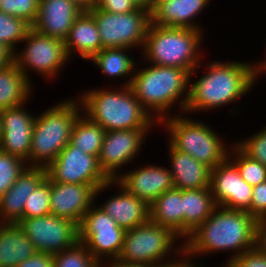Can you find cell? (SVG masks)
Here are the masks:
<instances>
[{"mask_svg": "<svg viewBox=\"0 0 266 267\" xmlns=\"http://www.w3.org/2000/svg\"><path fill=\"white\" fill-rule=\"evenodd\" d=\"M25 104L27 106V103H23L1 110L3 133L0 150L17 156L25 161L29 167L31 139L36 115L24 108Z\"/></svg>", "mask_w": 266, "mask_h": 267, "instance_id": "cell-17", "label": "cell"}, {"mask_svg": "<svg viewBox=\"0 0 266 267\" xmlns=\"http://www.w3.org/2000/svg\"><path fill=\"white\" fill-rule=\"evenodd\" d=\"M168 156L174 188L181 190L210 187V168L188 154L174 149L169 143Z\"/></svg>", "mask_w": 266, "mask_h": 267, "instance_id": "cell-23", "label": "cell"}, {"mask_svg": "<svg viewBox=\"0 0 266 267\" xmlns=\"http://www.w3.org/2000/svg\"><path fill=\"white\" fill-rule=\"evenodd\" d=\"M112 186L114 180L96 189L91 185L60 183L50 179L51 215L67 218L80 225L85 213L96 202L99 194L113 188Z\"/></svg>", "mask_w": 266, "mask_h": 267, "instance_id": "cell-15", "label": "cell"}, {"mask_svg": "<svg viewBox=\"0 0 266 267\" xmlns=\"http://www.w3.org/2000/svg\"><path fill=\"white\" fill-rule=\"evenodd\" d=\"M21 43L26 44L21 51L13 53V62L31 84L33 82L29 71H34L37 76L41 75L44 80H51L58 77L70 62L63 40L40 34L33 28L28 31Z\"/></svg>", "mask_w": 266, "mask_h": 267, "instance_id": "cell-9", "label": "cell"}, {"mask_svg": "<svg viewBox=\"0 0 266 267\" xmlns=\"http://www.w3.org/2000/svg\"><path fill=\"white\" fill-rule=\"evenodd\" d=\"M115 186L119 188V192L107 198L99 207L125 231L146 223L149 220V206L117 180H114L113 187Z\"/></svg>", "mask_w": 266, "mask_h": 267, "instance_id": "cell-21", "label": "cell"}, {"mask_svg": "<svg viewBox=\"0 0 266 267\" xmlns=\"http://www.w3.org/2000/svg\"><path fill=\"white\" fill-rule=\"evenodd\" d=\"M132 49L129 48H105L94 55L89 61L93 62L94 66H97L98 70L102 71V75L108 79L125 77L122 86H130L134 75L137 62L134 60L130 53ZM131 76V77H130ZM130 77V78H129Z\"/></svg>", "mask_w": 266, "mask_h": 267, "instance_id": "cell-28", "label": "cell"}, {"mask_svg": "<svg viewBox=\"0 0 266 267\" xmlns=\"http://www.w3.org/2000/svg\"><path fill=\"white\" fill-rule=\"evenodd\" d=\"M260 237L261 224L248 212L217 206L183 242V247L196 260L210 253L232 251L226 263L255 247Z\"/></svg>", "mask_w": 266, "mask_h": 267, "instance_id": "cell-1", "label": "cell"}, {"mask_svg": "<svg viewBox=\"0 0 266 267\" xmlns=\"http://www.w3.org/2000/svg\"><path fill=\"white\" fill-rule=\"evenodd\" d=\"M261 235L266 239V221L261 225Z\"/></svg>", "mask_w": 266, "mask_h": 267, "instance_id": "cell-49", "label": "cell"}, {"mask_svg": "<svg viewBox=\"0 0 266 267\" xmlns=\"http://www.w3.org/2000/svg\"><path fill=\"white\" fill-rule=\"evenodd\" d=\"M154 128L106 131L98 157L101 171L109 180H117L122 168L141 154L145 138ZM121 168V170H120ZM120 170V171H119Z\"/></svg>", "mask_w": 266, "mask_h": 267, "instance_id": "cell-14", "label": "cell"}, {"mask_svg": "<svg viewBox=\"0 0 266 267\" xmlns=\"http://www.w3.org/2000/svg\"><path fill=\"white\" fill-rule=\"evenodd\" d=\"M53 258V267H103L81 242L54 254Z\"/></svg>", "mask_w": 266, "mask_h": 267, "instance_id": "cell-33", "label": "cell"}, {"mask_svg": "<svg viewBox=\"0 0 266 267\" xmlns=\"http://www.w3.org/2000/svg\"><path fill=\"white\" fill-rule=\"evenodd\" d=\"M46 178V168L27 167L14 185L0 197V223H18L23 219L26 199Z\"/></svg>", "mask_w": 266, "mask_h": 267, "instance_id": "cell-20", "label": "cell"}, {"mask_svg": "<svg viewBox=\"0 0 266 267\" xmlns=\"http://www.w3.org/2000/svg\"><path fill=\"white\" fill-rule=\"evenodd\" d=\"M210 189L217 206L251 215L253 187L229 158L210 170Z\"/></svg>", "mask_w": 266, "mask_h": 267, "instance_id": "cell-16", "label": "cell"}, {"mask_svg": "<svg viewBox=\"0 0 266 267\" xmlns=\"http://www.w3.org/2000/svg\"><path fill=\"white\" fill-rule=\"evenodd\" d=\"M39 0H0V11L34 25L38 14Z\"/></svg>", "mask_w": 266, "mask_h": 267, "instance_id": "cell-36", "label": "cell"}, {"mask_svg": "<svg viewBox=\"0 0 266 267\" xmlns=\"http://www.w3.org/2000/svg\"><path fill=\"white\" fill-rule=\"evenodd\" d=\"M172 259L168 260L160 267H204L205 265L204 263L202 264L201 262H199L198 264L197 263L198 261L195 262L194 259L196 258H193V256L190 255L184 248L180 251V253H178L177 256H175V258Z\"/></svg>", "mask_w": 266, "mask_h": 267, "instance_id": "cell-41", "label": "cell"}, {"mask_svg": "<svg viewBox=\"0 0 266 267\" xmlns=\"http://www.w3.org/2000/svg\"><path fill=\"white\" fill-rule=\"evenodd\" d=\"M98 27L102 49L129 48L143 49L151 12L147 8L137 7L134 11L118 14L96 9L88 11Z\"/></svg>", "mask_w": 266, "mask_h": 267, "instance_id": "cell-10", "label": "cell"}, {"mask_svg": "<svg viewBox=\"0 0 266 267\" xmlns=\"http://www.w3.org/2000/svg\"><path fill=\"white\" fill-rule=\"evenodd\" d=\"M251 215L261 225L266 221V181L253 186Z\"/></svg>", "mask_w": 266, "mask_h": 267, "instance_id": "cell-39", "label": "cell"}, {"mask_svg": "<svg viewBox=\"0 0 266 267\" xmlns=\"http://www.w3.org/2000/svg\"><path fill=\"white\" fill-rule=\"evenodd\" d=\"M259 244L266 250V239L261 235Z\"/></svg>", "mask_w": 266, "mask_h": 267, "instance_id": "cell-50", "label": "cell"}, {"mask_svg": "<svg viewBox=\"0 0 266 267\" xmlns=\"http://www.w3.org/2000/svg\"><path fill=\"white\" fill-rule=\"evenodd\" d=\"M212 0H169L161 3L152 13L151 22L162 27L203 30L195 18Z\"/></svg>", "mask_w": 266, "mask_h": 267, "instance_id": "cell-22", "label": "cell"}, {"mask_svg": "<svg viewBox=\"0 0 266 267\" xmlns=\"http://www.w3.org/2000/svg\"><path fill=\"white\" fill-rule=\"evenodd\" d=\"M95 204L85 213L79 225V242L104 266L118 259L125 230Z\"/></svg>", "mask_w": 266, "mask_h": 267, "instance_id": "cell-11", "label": "cell"}, {"mask_svg": "<svg viewBox=\"0 0 266 267\" xmlns=\"http://www.w3.org/2000/svg\"><path fill=\"white\" fill-rule=\"evenodd\" d=\"M50 178H47L26 199L23 218L50 215Z\"/></svg>", "mask_w": 266, "mask_h": 267, "instance_id": "cell-34", "label": "cell"}, {"mask_svg": "<svg viewBox=\"0 0 266 267\" xmlns=\"http://www.w3.org/2000/svg\"><path fill=\"white\" fill-rule=\"evenodd\" d=\"M139 65L141 68L136 64L130 87L151 117L159 123L172 116L169 112L173 107L176 109L177 105L178 115L184 114L189 96L190 72L147 63L145 68Z\"/></svg>", "mask_w": 266, "mask_h": 267, "instance_id": "cell-3", "label": "cell"}, {"mask_svg": "<svg viewBox=\"0 0 266 267\" xmlns=\"http://www.w3.org/2000/svg\"><path fill=\"white\" fill-rule=\"evenodd\" d=\"M183 242L217 207L210 187L182 190Z\"/></svg>", "mask_w": 266, "mask_h": 267, "instance_id": "cell-25", "label": "cell"}, {"mask_svg": "<svg viewBox=\"0 0 266 267\" xmlns=\"http://www.w3.org/2000/svg\"><path fill=\"white\" fill-rule=\"evenodd\" d=\"M235 144L249 157L266 166V126Z\"/></svg>", "mask_w": 266, "mask_h": 267, "instance_id": "cell-37", "label": "cell"}, {"mask_svg": "<svg viewBox=\"0 0 266 267\" xmlns=\"http://www.w3.org/2000/svg\"><path fill=\"white\" fill-rule=\"evenodd\" d=\"M169 0H152V12L161 4Z\"/></svg>", "mask_w": 266, "mask_h": 267, "instance_id": "cell-48", "label": "cell"}, {"mask_svg": "<svg viewBox=\"0 0 266 267\" xmlns=\"http://www.w3.org/2000/svg\"><path fill=\"white\" fill-rule=\"evenodd\" d=\"M223 267H266V250L258 243L242 255L224 263Z\"/></svg>", "mask_w": 266, "mask_h": 267, "instance_id": "cell-38", "label": "cell"}, {"mask_svg": "<svg viewBox=\"0 0 266 267\" xmlns=\"http://www.w3.org/2000/svg\"><path fill=\"white\" fill-rule=\"evenodd\" d=\"M33 89L24 73L12 62L0 70V111L28 103Z\"/></svg>", "mask_w": 266, "mask_h": 267, "instance_id": "cell-29", "label": "cell"}, {"mask_svg": "<svg viewBox=\"0 0 266 267\" xmlns=\"http://www.w3.org/2000/svg\"><path fill=\"white\" fill-rule=\"evenodd\" d=\"M2 116H1V111H0V142L2 139V133H3V129H2Z\"/></svg>", "mask_w": 266, "mask_h": 267, "instance_id": "cell-51", "label": "cell"}, {"mask_svg": "<svg viewBox=\"0 0 266 267\" xmlns=\"http://www.w3.org/2000/svg\"><path fill=\"white\" fill-rule=\"evenodd\" d=\"M54 182L91 185L99 189L110 180L101 171L98 157L69 143L46 168Z\"/></svg>", "mask_w": 266, "mask_h": 267, "instance_id": "cell-13", "label": "cell"}, {"mask_svg": "<svg viewBox=\"0 0 266 267\" xmlns=\"http://www.w3.org/2000/svg\"><path fill=\"white\" fill-rule=\"evenodd\" d=\"M265 59L263 60H261V61H259L258 63H256V69H257V74H258V77L260 78L261 77V75L262 76H265L266 75V53H265ZM261 74V75H260Z\"/></svg>", "mask_w": 266, "mask_h": 267, "instance_id": "cell-45", "label": "cell"}, {"mask_svg": "<svg viewBox=\"0 0 266 267\" xmlns=\"http://www.w3.org/2000/svg\"><path fill=\"white\" fill-rule=\"evenodd\" d=\"M149 220L170 229L183 243L182 190L170 189L149 205Z\"/></svg>", "mask_w": 266, "mask_h": 267, "instance_id": "cell-27", "label": "cell"}, {"mask_svg": "<svg viewBox=\"0 0 266 267\" xmlns=\"http://www.w3.org/2000/svg\"><path fill=\"white\" fill-rule=\"evenodd\" d=\"M228 158L236 165L241 177L252 187L266 181V166L247 156L235 143L231 145Z\"/></svg>", "mask_w": 266, "mask_h": 267, "instance_id": "cell-31", "label": "cell"}, {"mask_svg": "<svg viewBox=\"0 0 266 267\" xmlns=\"http://www.w3.org/2000/svg\"><path fill=\"white\" fill-rule=\"evenodd\" d=\"M53 254L36 252L16 267H53Z\"/></svg>", "mask_w": 266, "mask_h": 267, "instance_id": "cell-42", "label": "cell"}, {"mask_svg": "<svg viewBox=\"0 0 266 267\" xmlns=\"http://www.w3.org/2000/svg\"><path fill=\"white\" fill-rule=\"evenodd\" d=\"M36 252L18 223H0V267H16Z\"/></svg>", "mask_w": 266, "mask_h": 267, "instance_id": "cell-26", "label": "cell"}, {"mask_svg": "<svg viewBox=\"0 0 266 267\" xmlns=\"http://www.w3.org/2000/svg\"><path fill=\"white\" fill-rule=\"evenodd\" d=\"M64 44L69 59L76 53L82 60L89 61L102 50L98 27L88 11H83L73 22Z\"/></svg>", "mask_w": 266, "mask_h": 267, "instance_id": "cell-24", "label": "cell"}, {"mask_svg": "<svg viewBox=\"0 0 266 267\" xmlns=\"http://www.w3.org/2000/svg\"><path fill=\"white\" fill-rule=\"evenodd\" d=\"M13 62V52L0 42V70L5 69Z\"/></svg>", "mask_w": 266, "mask_h": 267, "instance_id": "cell-43", "label": "cell"}, {"mask_svg": "<svg viewBox=\"0 0 266 267\" xmlns=\"http://www.w3.org/2000/svg\"><path fill=\"white\" fill-rule=\"evenodd\" d=\"M103 267H155V266L125 265V264H120L116 262H111V263L104 265Z\"/></svg>", "mask_w": 266, "mask_h": 267, "instance_id": "cell-47", "label": "cell"}, {"mask_svg": "<svg viewBox=\"0 0 266 267\" xmlns=\"http://www.w3.org/2000/svg\"><path fill=\"white\" fill-rule=\"evenodd\" d=\"M82 113L79 98L66 99L35 116L29 167L47 168L70 143L75 120Z\"/></svg>", "mask_w": 266, "mask_h": 267, "instance_id": "cell-6", "label": "cell"}, {"mask_svg": "<svg viewBox=\"0 0 266 267\" xmlns=\"http://www.w3.org/2000/svg\"><path fill=\"white\" fill-rule=\"evenodd\" d=\"M105 87L83 90L77 97L82 113L92 122L105 131L156 127L158 123L142 107L130 86Z\"/></svg>", "mask_w": 266, "mask_h": 267, "instance_id": "cell-4", "label": "cell"}, {"mask_svg": "<svg viewBox=\"0 0 266 267\" xmlns=\"http://www.w3.org/2000/svg\"><path fill=\"white\" fill-rule=\"evenodd\" d=\"M71 1H73L83 11H89L90 9L94 8L97 2V0H71Z\"/></svg>", "mask_w": 266, "mask_h": 267, "instance_id": "cell-44", "label": "cell"}, {"mask_svg": "<svg viewBox=\"0 0 266 267\" xmlns=\"http://www.w3.org/2000/svg\"><path fill=\"white\" fill-rule=\"evenodd\" d=\"M27 167L22 159L0 150V197L14 185Z\"/></svg>", "mask_w": 266, "mask_h": 267, "instance_id": "cell-35", "label": "cell"}, {"mask_svg": "<svg viewBox=\"0 0 266 267\" xmlns=\"http://www.w3.org/2000/svg\"><path fill=\"white\" fill-rule=\"evenodd\" d=\"M206 66L205 75L202 74L198 80L192 81V76L199 68L190 73L189 96L184 112L186 116L237 103L259 80L256 62L213 60Z\"/></svg>", "mask_w": 266, "mask_h": 267, "instance_id": "cell-2", "label": "cell"}, {"mask_svg": "<svg viewBox=\"0 0 266 267\" xmlns=\"http://www.w3.org/2000/svg\"><path fill=\"white\" fill-rule=\"evenodd\" d=\"M37 252L56 254L79 242V225L55 215L23 218L18 222Z\"/></svg>", "mask_w": 266, "mask_h": 267, "instance_id": "cell-12", "label": "cell"}, {"mask_svg": "<svg viewBox=\"0 0 266 267\" xmlns=\"http://www.w3.org/2000/svg\"><path fill=\"white\" fill-rule=\"evenodd\" d=\"M105 132L82 113L74 122L70 143L87 154L99 157Z\"/></svg>", "mask_w": 266, "mask_h": 267, "instance_id": "cell-30", "label": "cell"}, {"mask_svg": "<svg viewBox=\"0 0 266 267\" xmlns=\"http://www.w3.org/2000/svg\"><path fill=\"white\" fill-rule=\"evenodd\" d=\"M138 5L133 0H97L95 8L109 13H128Z\"/></svg>", "mask_w": 266, "mask_h": 267, "instance_id": "cell-40", "label": "cell"}, {"mask_svg": "<svg viewBox=\"0 0 266 267\" xmlns=\"http://www.w3.org/2000/svg\"><path fill=\"white\" fill-rule=\"evenodd\" d=\"M82 12L71 0H39L38 14L32 28L40 34L64 41Z\"/></svg>", "mask_w": 266, "mask_h": 267, "instance_id": "cell-19", "label": "cell"}, {"mask_svg": "<svg viewBox=\"0 0 266 267\" xmlns=\"http://www.w3.org/2000/svg\"><path fill=\"white\" fill-rule=\"evenodd\" d=\"M170 167L155 164L144 165L131 171H125L117 181L148 206L164 192L173 189Z\"/></svg>", "mask_w": 266, "mask_h": 267, "instance_id": "cell-18", "label": "cell"}, {"mask_svg": "<svg viewBox=\"0 0 266 267\" xmlns=\"http://www.w3.org/2000/svg\"><path fill=\"white\" fill-rule=\"evenodd\" d=\"M203 37L202 30L162 27L151 22L141 51L145 59L142 62L181 68L192 73L203 67Z\"/></svg>", "mask_w": 266, "mask_h": 267, "instance_id": "cell-5", "label": "cell"}, {"mask_svg": "<svg viewBox=\"0 0 266 267\" xmlns=\"http://www.w3.org/2000/svg\"><path fill=\"white\" fill-rule=\"evenodd\" d=\"M31 28L25 20L0 11V42L13 53L17 51L18 44H21Z\"/></svg>", "mask_w": 266, "mask_h": 267, "instance_id": "cell-32", "label": "cell"}, {"mask_svg": "<svg viewBox=\"0 0 266 267\" xmlns=\"http://www.w3.org/2000/svg\"><path fill=\"white\" fill-rule=\"evenodd\" d=\"M139 7L147 8L152 13V0H133Z\"/></svg>", "mask_w": 266, "mask_h": 267, "instance_id": "cell-46", "label": "cell"}, {"mask_svg": "<svg viewBox=\"0 0 266 267\" xmlns=\"http://www.w3.org/2000/svg\"><path fill=\"white\" fill-rule=\"evenodd\" d=\"M178 241L180 242V238L170 229L148 220L125 231L122 250L115 262L160 267L184 248L183 243H177ZM171 253L172 256L169 255Z\"/></svg>", "mask_w": 266, "mask_h": 267, "instance_id": "cell-8", "label": "cell"}, {"mask_svg": "<svg viewBox=\"0 0 266 267\" xmlns=\"http://www.w3.org/2000/svg\"><path fill=\"white\" fill-rule=\"evenodd\" d=\"M175 114L161 120L157 127H165L168 143L176 150L188 154L210 169L228 158L230 147L226 148L215 129L204 121Z\"/></svg>", "mask_w": 266, "mask_h": 267, "instance_id": "cell-7", "label": "cell"}]
</instances>
